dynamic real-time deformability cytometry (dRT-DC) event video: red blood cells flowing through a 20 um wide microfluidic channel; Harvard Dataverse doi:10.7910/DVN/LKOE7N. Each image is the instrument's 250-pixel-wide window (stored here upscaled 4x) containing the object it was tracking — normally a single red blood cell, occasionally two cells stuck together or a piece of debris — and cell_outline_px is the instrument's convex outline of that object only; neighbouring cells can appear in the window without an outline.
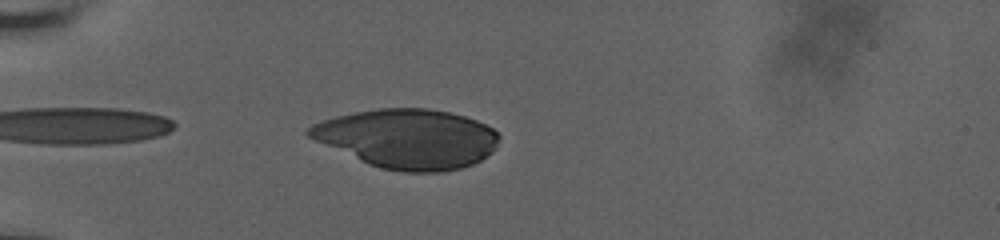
{"species": "human", "species_latin": "Homo sapiens", "temperature_condition": "room temperature", "stored_images_in_passage": 5, "camera_frame_rate_fps": 3000, "um_per_image_px": 0.085, "donor": {"sex": "male"}, "frame": {"image": 1, "passage_image": 2, "time_ms": 0.667, "image_size_px": [1000, 240], "cell_outline_px": [[500, 136], [496, 148], [492, 152], [480, 160], [472, 164], [460, 168], [444, 172], [404, 172], [380, 168], [368, 164], [316, 140], [308, 136], [304, 132], [312, 124], [336, 116], [376, 108], [428, 108], [448, 112], [464, 116], [476, 120], [492, 128]], "centroid_in_image_um": [34.67, 11.79], "position_along_channel_um": 50.3, "area_um2": 65.49}}